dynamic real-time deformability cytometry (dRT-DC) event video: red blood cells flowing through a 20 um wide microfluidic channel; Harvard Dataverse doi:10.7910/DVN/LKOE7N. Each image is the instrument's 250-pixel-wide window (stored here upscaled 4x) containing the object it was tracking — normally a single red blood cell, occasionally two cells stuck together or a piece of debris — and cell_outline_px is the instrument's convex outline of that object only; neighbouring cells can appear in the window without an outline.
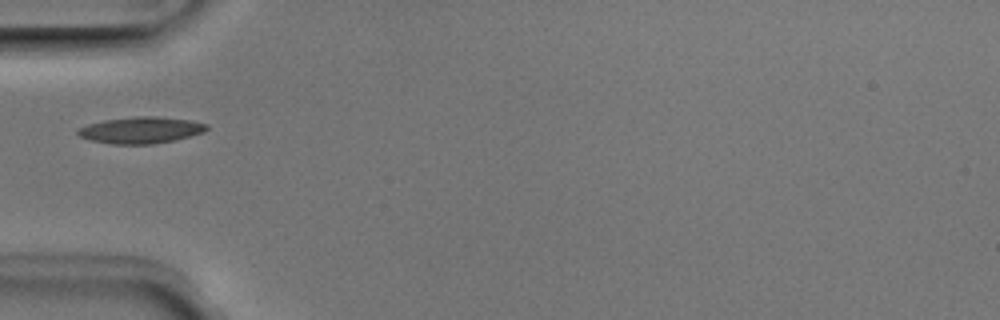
{"species": "Egyptian fruit bat (a non-hibernating species)", "species_latin": "Rousettus aegyptiacus", "temperature_condition": "room temperature", "stored_images_in_passage": 2, "camera_frame_rate_fps": 3000, "um_per_image_px": 0.085, "animal": {"sex": "male"}, "frame": {"image": 1, "passage_image": 1, "time_ms": 0.0, "image_size_px": [1000, 320], "cell_outline_px": [[208, 128], [204, 132], [192, 136], [176, 140], [152, 144], [112, 144], [92, 140], [80, 136], [76, 132], [76, 128], [88, 124], [104, 120], [136, 116], [156, 116], [188, 120], [208, 124]], "centroid_in_image_um": [11.98, 11.06], "position_along_channel_um": 73.0, "area_um2": 19.94}}